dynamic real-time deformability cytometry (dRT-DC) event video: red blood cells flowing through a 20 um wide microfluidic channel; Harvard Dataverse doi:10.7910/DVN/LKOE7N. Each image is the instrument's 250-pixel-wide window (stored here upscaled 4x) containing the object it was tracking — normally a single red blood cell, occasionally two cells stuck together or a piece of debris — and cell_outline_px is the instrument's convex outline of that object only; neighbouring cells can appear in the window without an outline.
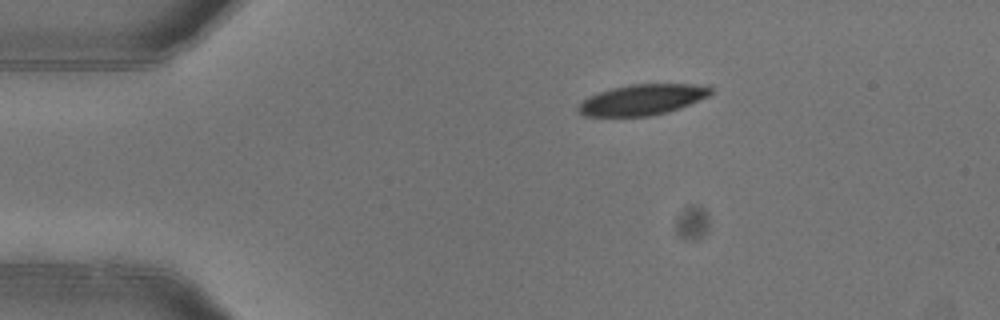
{"species": "common noctule bat (a hibernating species)", "species_latin": "Nyctalus noctula", "temperature_condition": "warm", "stored_images_in_passage": 3, "camera_frame_rate_fps": 3000, "um_per_image_px": 0.085, "animal": {"sex": "female"}, "frame": {"image": 1, "passage_image": 1, "time_ms": 0.0, "image_size_px": [1000, 320], "cell_outline_px": [[712, 92], [708, 96], [680, 108], [668, 112], [652, 116], [584, 116], [576, 108], [588, 96], [612, 88], [628, 84], [712, 84]], "centroid_in_image_um": [54.64, 8.46], "position_along_channel_um": 30.4, "area_um2": 23.81}}
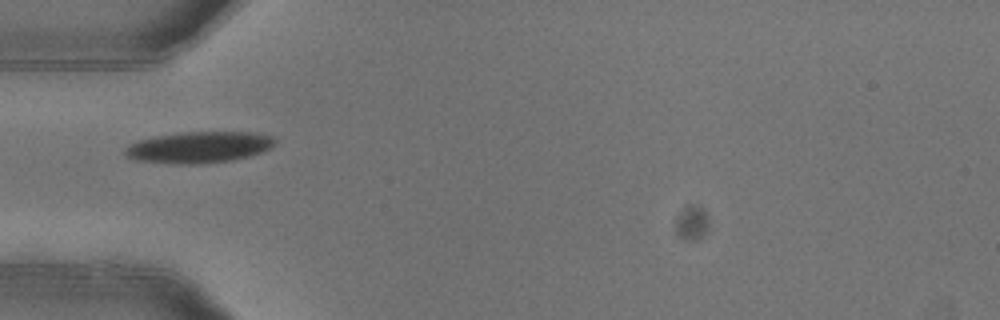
{"frame": {"image": 2, "passage_image": 3, "time_ms": 0.667, "image_size_px": [1000, 320], "cell_outline_px": [[276, 140], [272, 148], [248, 156], [228, 160], [196, 164], [176, 164], [136, 160], [128, 156], [124, 152], [124, 148], [128, 144], [136, 140], [156, 136], [180, 132], [252, 132], [272, 136]], "centroid_in_image_um": [16.88, 12.5], "position_along_channel_um": 68.1, "area_um2": 27.28}}